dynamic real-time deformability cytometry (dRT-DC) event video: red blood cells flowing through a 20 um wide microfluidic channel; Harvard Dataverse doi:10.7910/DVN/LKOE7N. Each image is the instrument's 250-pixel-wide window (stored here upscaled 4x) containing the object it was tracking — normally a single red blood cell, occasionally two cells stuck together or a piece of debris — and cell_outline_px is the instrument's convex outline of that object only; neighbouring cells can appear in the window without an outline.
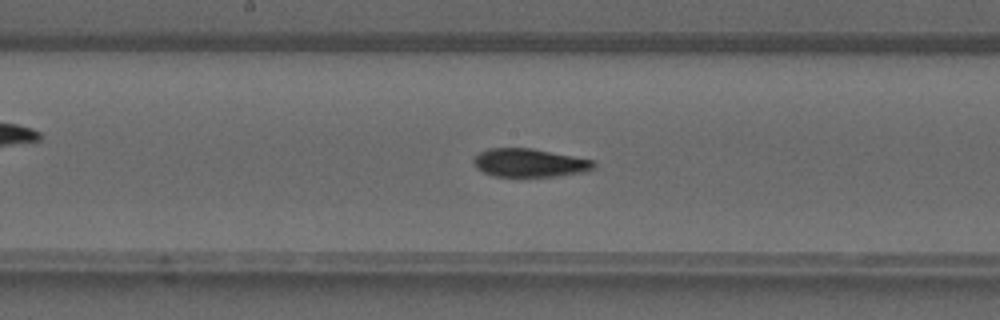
{"species": "common noctule bat (a hibernating species)", "species_latin": "Nyctalus noctula", "temperature_condition": "warm", "stored_images_in_passage": 38, "camera_frame_rate_fps": 3000, "um_per_image_px": 0.085, "animal": {"sex": "male", "forearm_length_mm": 52.5}, "frame": {"image": 1, "passage_image": 19, "time_ms": 6.0, "image_size_px": [1000, 320], "cell_outline_px": [[596, 168], [588, 172], [560, 176], [492, 176], [476, 168], [472, 164], [472, 160], [480, 152], [488, 148], [532, 148], [592, 160], [596, 164]], "centroid_in_image_um": [45.02, 13.85], "position_along_channel_um": 203.2, "area_um2": 20.0}}
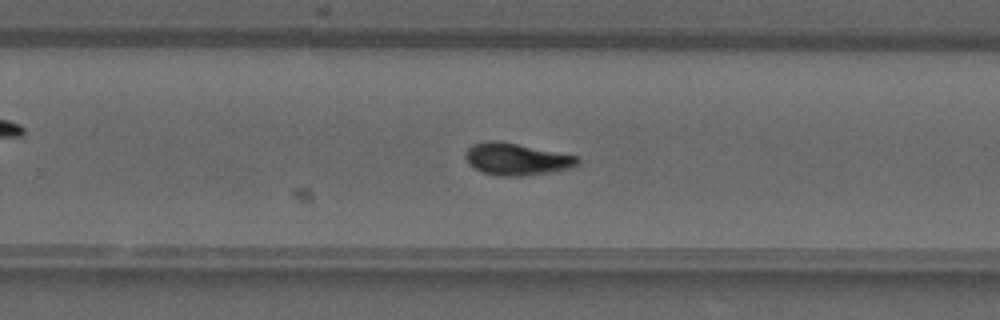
{"frame": {"image": 2, "passage_image": 24, "time_ms": 7.667, "image_size_px": [1000, 320], "cell_outline_px": [[580, 160], [572, 168], [548, 172], [520, 176], [496, 176], [480, 172], [468, 164], [464, 156], [464, 152], [472, 144], [484, 140], [500, 140], [576, 156]], "centroid_in_image_um": [43.81, 13.52], "position_along_channel_um": 286.0, "area_um2": 21.1}}
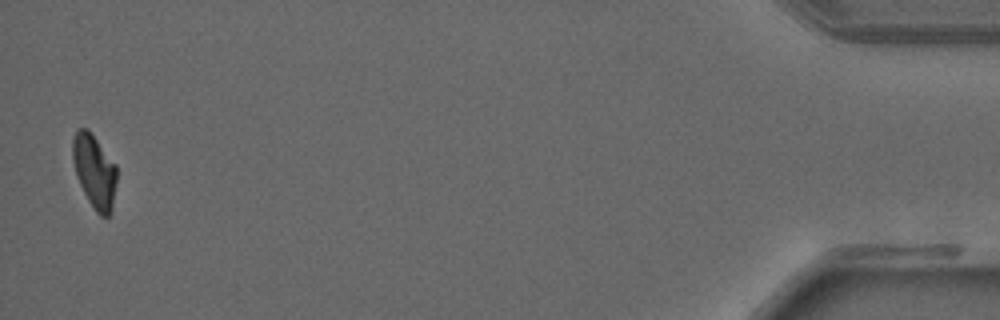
{"frame": {"image": 3, "passage_image": 38, "time_ms": 12.333, "image_size_px": [1000, 320], "cell_outline_px": [[116, 180], [112, 208], [108, 216], [100, 216], [96, 212], [88, 200], [76, 176], [72, 156], [72, 140], [76, 128], [88, 128], [92, 132], [116, 164]], "centroid_in_image_um": [8.01, 14.5], "position_along_channel_um": 427.2, "area_um2": 19.02}}